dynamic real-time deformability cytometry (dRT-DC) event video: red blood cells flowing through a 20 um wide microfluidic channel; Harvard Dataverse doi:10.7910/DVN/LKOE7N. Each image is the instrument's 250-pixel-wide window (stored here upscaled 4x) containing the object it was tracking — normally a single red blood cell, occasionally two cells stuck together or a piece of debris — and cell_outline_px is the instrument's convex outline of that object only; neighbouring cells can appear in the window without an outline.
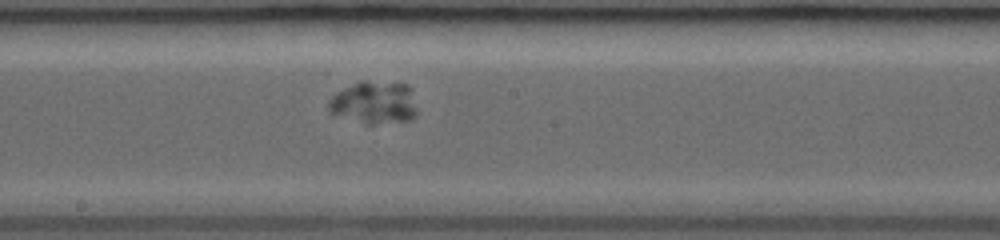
{"species": "common noctule bat (a hibernating species)", "species_latin": "Nyctalus noctula", "temperature_condition": "room temperature", "stored_images_in_passage": 40, "camera_frame_rate_fps": 3000, "um_per_image_px": 0.085, "animal": {"sex": "female", "body_mass_g": 19.0, "forearm_length_mm": 53.3}, "frame": {"image": 1, "passage_image": 20, "time_ms": 6.333, "image_size_px": [1000, 240], "cell_outline_px": [[416, 116], [408, 120], [372, 124], [364, 124], [328, 112], [328, 100], [336, 92], [344, 88], [364, 80], [408, 84], [412, 88], [416, 108]], "centroid_in_image_um": [31.81, 8.71], "position_along_channel_um": 216.4, "area_um2": 22.14}}
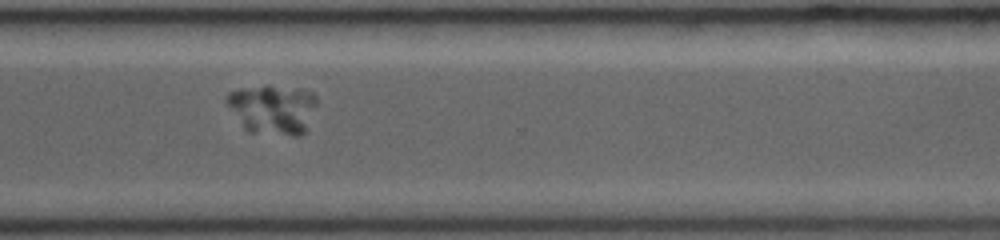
{"frame": {"image": 2, "passage_image": 29, "time_ms": 9.333, "image_size_px": [1000, 240], "cell_outline_px": [[316, 104], [304, 132], [300, 136], [292, 136], [248, 132], [244, 128], [224, 100], [228, 92], [240, 88], [264, 84], [268, 84], [312, 92], [316, 96]], "centroid_in_image_um": [23.14, 9.27], "position_along_channel_um": 347.5, "area_um2": 26.18}}
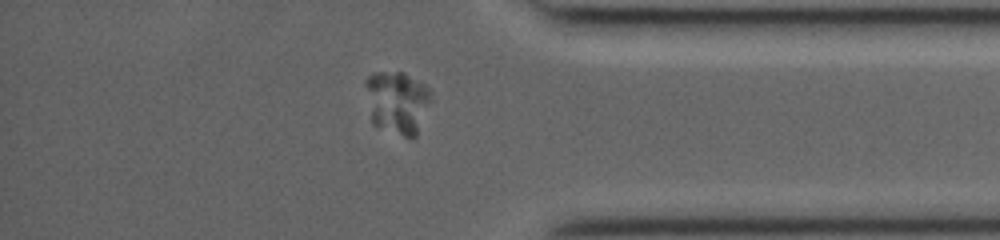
{"frame": {"image": 3, "passage_image": 33, "time_ms": 10.667, "image_size_px": [1000, 240], "cell_outline_px": [[432, 100], [416, 136], [412, 140], [372, 124], [364, 84], [364, 80], [372, 72], [404, 72], [428, 84], [432, 96]], "centroid_in_image_um": [33.79, 8.67], "position_along_channel_um": 401.4, "area_um2": 24.62}}